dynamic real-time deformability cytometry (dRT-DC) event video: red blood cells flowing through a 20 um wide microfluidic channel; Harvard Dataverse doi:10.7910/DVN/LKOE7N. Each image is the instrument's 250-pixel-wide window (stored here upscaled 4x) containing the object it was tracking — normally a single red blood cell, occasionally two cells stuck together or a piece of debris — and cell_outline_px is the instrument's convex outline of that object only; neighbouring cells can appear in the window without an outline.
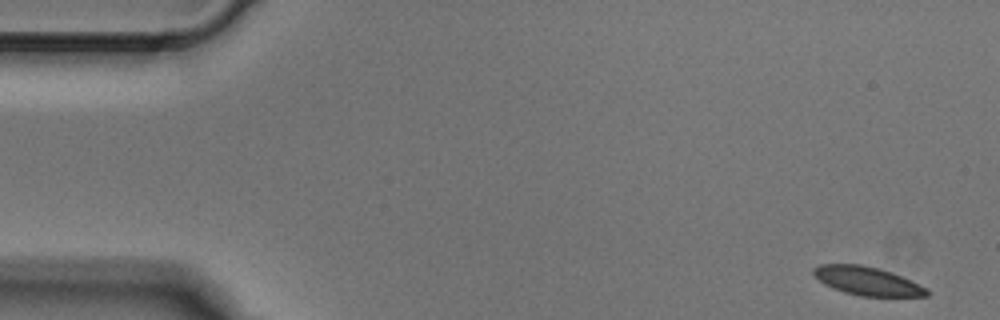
{"species": "Egyptian fruit bat (a non-hibernating species)", "species_latin": "Rousettus aegyptiacus", "temperature_condition": "cold", "stored_images_in_passage": 3, "camera_frame_rate_fps": 3000, "um_per_image_px": 0.085, "animal": {"sex": "male"}, "frame": {"image": 1, "passage_image": 1, "time_ms": 0.0, "image_size_px": [1000, 320], "cell_outline_px": [[928, 296], [860, 296], [844, 292], [832, 288], [824, 284], [812, 272], [812, 268], [820, 264], [860, 264], [880, 268], [892, 272], [928, 288]], "centroid_in_image_um": [73.71, 23.87], "position_along_channel_um": 11.3, "area_um2": 18.84}}
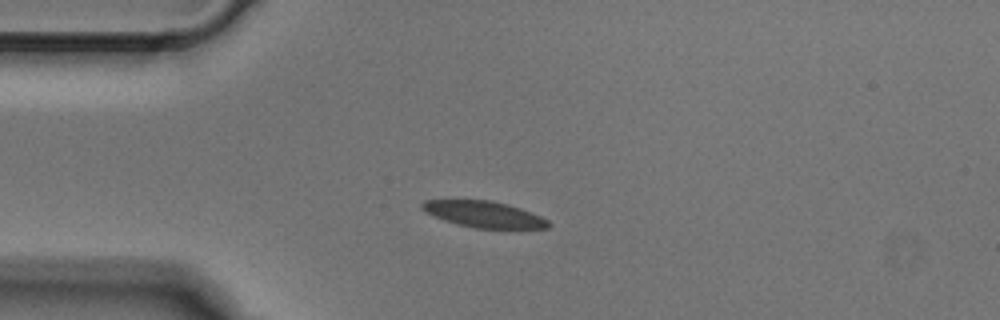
{"frame": {"image": 2, "passage_image": 3, "time_ms": 0.667, "image_size_px": [1000, 320], "cell_outline_px": [[552, 224], [548, 228], [476, 228], [444, 220], [424, 212], [420, 208], [420, 204], [424, 200], [492, 200], [508, 204], [520, 208], [540, 216], [548, 220]], "centroid_in_image_um": [41.12, 18.2], "position_along_channel_um": 43.9, "area_um2": 19.25}}